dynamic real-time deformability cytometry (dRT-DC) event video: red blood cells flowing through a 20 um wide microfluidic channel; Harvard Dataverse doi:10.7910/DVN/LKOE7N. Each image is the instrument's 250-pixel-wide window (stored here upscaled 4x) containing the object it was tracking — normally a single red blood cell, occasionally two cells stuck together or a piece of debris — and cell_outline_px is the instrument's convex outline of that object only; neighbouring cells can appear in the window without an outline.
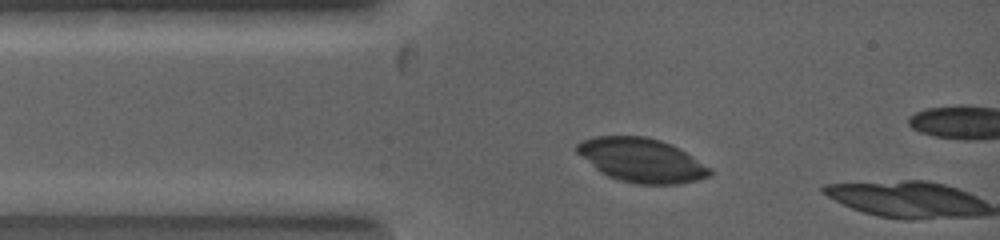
{"species": "common noctule bat (a hibernating species)", "species_latin": "Nyctalus noctula", "temperature_condition": "warm", "stored_images_in_passage": 6, "camera_frame_rate_fps": 5000, "um_per_image_px": 0.085, "animal": {"sex": "female", "body_mass_g": 19.0, "forearm_length_mm": 53.3}, "frame": {"image": 1, "passage_image": 2, "time_ms": 0.4, "image_size_px": [1000, 240], "cell_outline_px": [[712, 176], [696, 180], [676, 184], [636, 184], [620, 180], [608, 176], [600, 172], [576, 152], [576, 144], [580, 140], [592, 136], [648, 136], [660, 140], [680, 148], [712, 168]], "centroid_in_image_um": [54.54, 13.6], "position_along_channel_um": 30.5, "area_um2": 34.28}}